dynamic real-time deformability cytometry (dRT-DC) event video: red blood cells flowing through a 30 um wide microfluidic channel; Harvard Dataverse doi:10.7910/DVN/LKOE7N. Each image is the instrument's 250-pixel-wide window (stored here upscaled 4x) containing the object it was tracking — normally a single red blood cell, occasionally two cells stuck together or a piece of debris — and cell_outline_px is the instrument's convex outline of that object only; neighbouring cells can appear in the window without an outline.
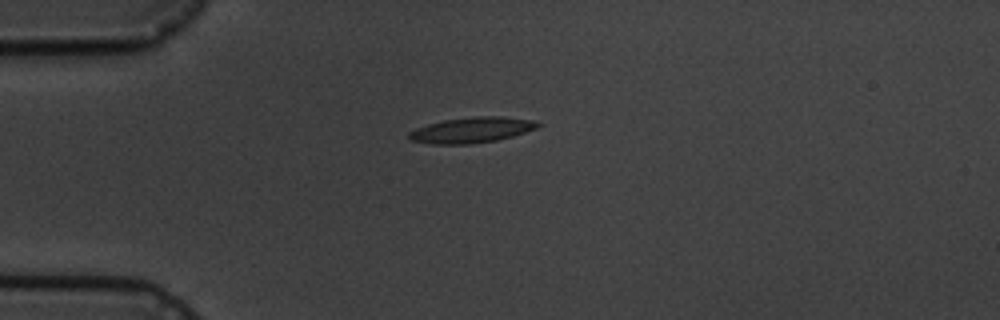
{"species": "common noctule bat (a hibernating species)", "species_latin": "Nyctalus noctula", "temperature_condition": "cold", "stored_images_in_passage": 7, "camera_frame_rate_fps": 3000, "um_per_image_px": 0.085, "animal": {"sex": "male", "body_mass_g": 19.5, "forearm_length_mm": 54.6}, "frame": {"image": 1, "passage_image": 1, "time_ms": 0.0, "image_size_px": [1000, 320], "cell_outline_px": [[540, 124], [536, 128], [512, 136], [496, 140], [468, 144], [432, 144], [412, 140], [408, 136], [408, 132], [416, 128], [428, 124], [444, 120], [476, 116], [500, 116], [536, 120]], "centroid_in_image_um": [40.09, 11.04], "position_along_channel_um": 44.9, "area_um2": 19.02}}
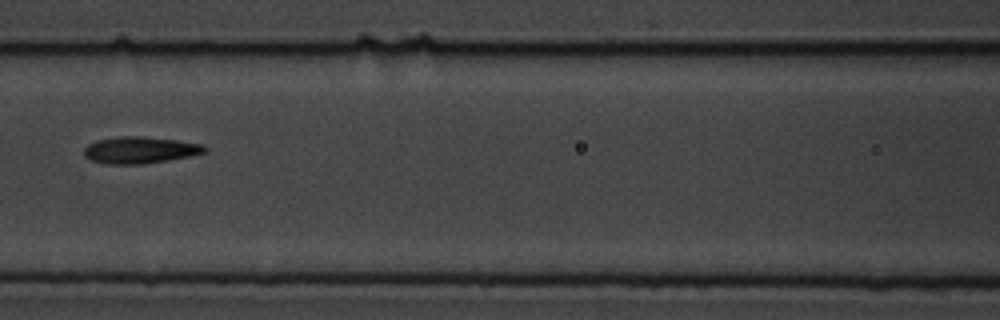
{"frame": {"image": 2, "passage_image": 4, "time_ms": 3.667, "image_size_px": [1000, 320], "cell_outline_px": [[208, 148], [204, 152], [192, 156], [144, 164], [104, 164], [92, 160], [84, 156], [84, 148], [88, 144], [96, 140], [120, 136], [140, 136], [176, 140], [204, 144]], "centroid_in_image_um": [11.9, 12.75], "position_along_channel_um": 154.7, "area_um2": 18.9}}
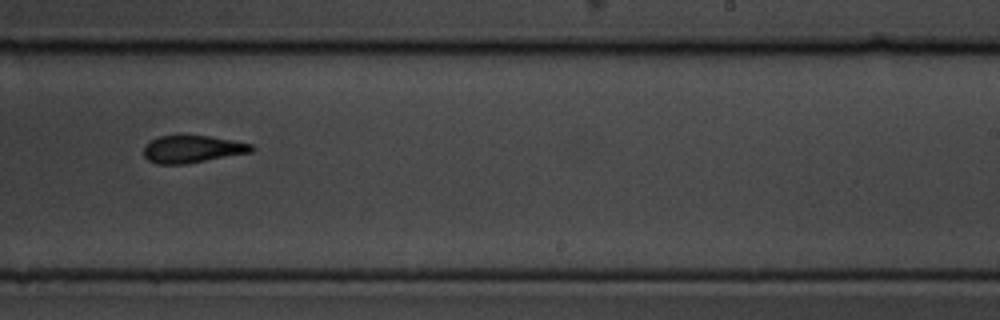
{"frame": {"image": 3, "passage_image": 7, "time_ms": 7.0, "image_size_px": [1000, 320], "cell_outline_px": [[256, 148], [252, 152], [184, 164], [156, 164], [148, 160], [144, 156], [144, 148], [152, 140], [160, 136], [208, 136], [232, 140], [252, 144]], "centroid_in_image_um": [16.37, 12.68], "position_along_channel_um": 272.6, "area_um2": 16.94}}